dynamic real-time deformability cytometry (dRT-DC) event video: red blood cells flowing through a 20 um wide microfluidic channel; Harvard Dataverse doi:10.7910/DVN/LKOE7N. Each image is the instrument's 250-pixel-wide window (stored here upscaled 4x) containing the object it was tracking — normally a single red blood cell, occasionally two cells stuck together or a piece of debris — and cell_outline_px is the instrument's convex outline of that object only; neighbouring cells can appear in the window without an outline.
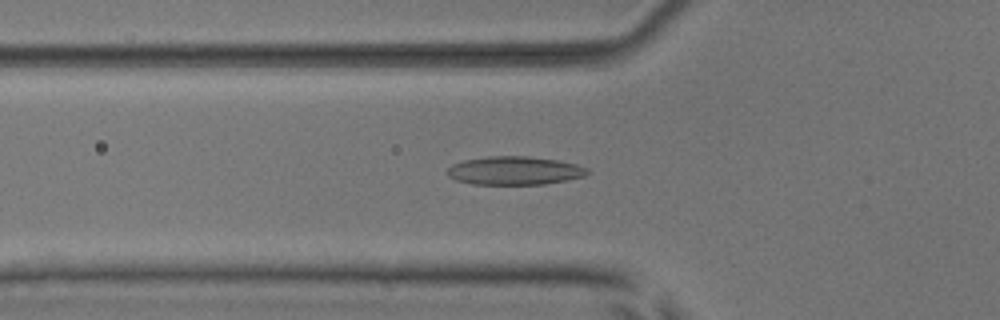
{"species": "common noctule bat (a hibernating species)", "species_latin": "Nyctalus noctula", "temperature_condition": "room temperature", "stored_images_in_passage": 53, "camera_frame_rate_fps": 3000, "um_per_image_px": 0.085, "animal": {"sex": "male", "body_mass_g": 17.9, "forearm_length_mm": 54.2}, "frame": {"image": 1, "passage_image": 19, "time_ms": 6.0, "image_size_px": [1000, 320], "cell_outline_px": [[588, 172], [584, 176], [544, 184], [472, 184], [456, 180], [448, 176], [448, 168], [452, 164], [464, 160], [488, 156], [528, 156], [556, 160], [576, 164], [588, 168]], "centroid_in_image_um": [43.71, 14.5], "position_along_channel_um": 82.1, "area_um2": 23.0}}
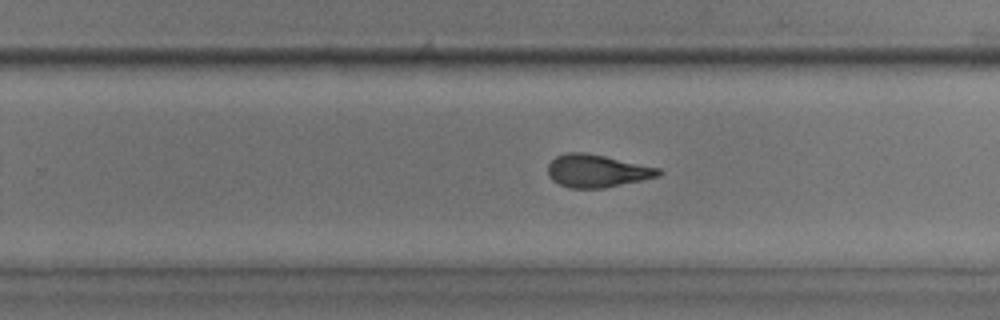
{"frame": {"image": 2, "passage_image": 34, "time_ms": 11.0, "image_size_px": [1000, 320], "cell_outline_px": [[664, 172], [660, 176], [604, 188], [568, 188], [552, 180], [548, 176], [548, 164], [556, 156], [568, 152], [584, 152], [604, 156], [660, 168]], "centroid_in_image_um": [50.74, 14.53], "position_along_channel_um": 279.1, "area_um2": 21.1}}
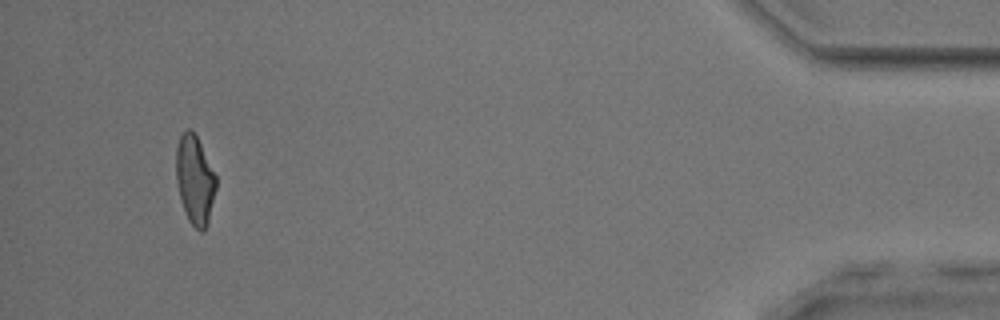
{"frame": {"image": 3, "passage_image": 50, "time_ms": 16.333, "image_size_px": [1000, 320], "cell_outline_px": [[216, 188], [208, 224], [204, 232], [200, 232], [188, 220], [176, 184], [176, 148], [180, 136], [188, 128], [192, 128], [216, 176]], "centroid_in_image_um": [16.56, 15.31], "position_along_channel_um": 418.6, "area_um2": 20.52}, "authors_computed_cell_mechanics": {"area_um2": 21.675, "velocity_mm_per_s": 3.9428, "shape_relaxation_time_tau1_ms": 8.3519, "shape_relaxation_time_tau2_ms": 1.9384, "deformation_change_tau1": 0.226, "deformation_change_tau2": 0.095}}